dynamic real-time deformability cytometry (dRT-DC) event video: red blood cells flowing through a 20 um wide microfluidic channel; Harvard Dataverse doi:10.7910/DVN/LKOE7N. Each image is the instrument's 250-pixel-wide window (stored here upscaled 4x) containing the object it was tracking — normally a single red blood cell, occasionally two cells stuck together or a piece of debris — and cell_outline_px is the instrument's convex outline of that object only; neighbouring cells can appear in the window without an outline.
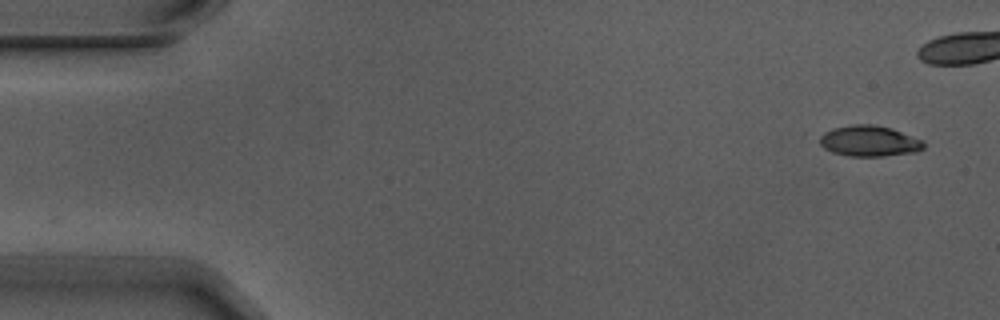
{"species": "Egyptian fruit bat (a non-hibernating species)", "species_latin": "Rousettus aegyptiacus", "temperature_condition": "warm", "stored_images_in_passage": 9, "camera_frame_rate_fps": 3000, "um_per_image_px": 0.085, "animal": {"sex": "male"}, "frame": {"image": 1, "passage_image": 1, "time_ms": 0.0, "image_size_px": [1000, 320], "cell_outline_px": [[924, 148], [916, 152], [884, 156], [848, 156], [832, 152], [824, 148], [820, 144], [820, 136], [824, 132], [832, 128], [852, 124], [872, 124], [892, 128], [924, 140]], "centroid_in_image_um": [73.9, 11.98], "position_along_channel_um": 11.1, "area_um2": 18.84}}
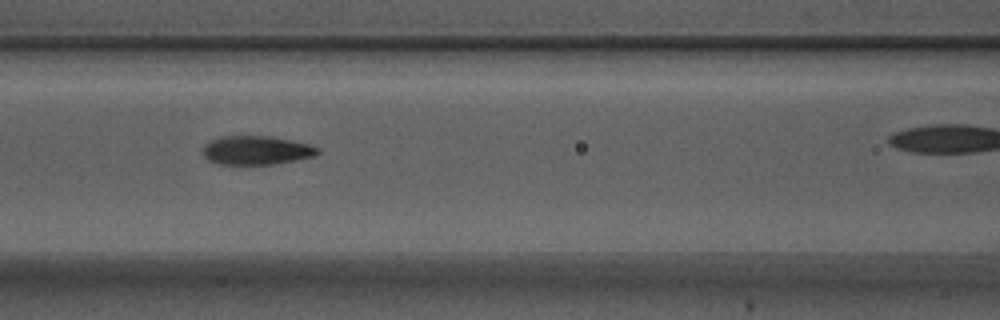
{"frame": {"image": 2, "passage_image": 7, "time_ms": 2.0, "image_size_px": [1000, 320], "cell_outline_px": [[320, 152], [316, 156], [276, 164], [216, 164], [208, 160], [204, 156], [204, 144], [208, 140], [220, 136], [272, 136], [312, 144], [320, 148]], "centroid_in_image_um": [21.83, 12.76], "position_along_channel_um": 144.8, "area_um2": 19.65}}